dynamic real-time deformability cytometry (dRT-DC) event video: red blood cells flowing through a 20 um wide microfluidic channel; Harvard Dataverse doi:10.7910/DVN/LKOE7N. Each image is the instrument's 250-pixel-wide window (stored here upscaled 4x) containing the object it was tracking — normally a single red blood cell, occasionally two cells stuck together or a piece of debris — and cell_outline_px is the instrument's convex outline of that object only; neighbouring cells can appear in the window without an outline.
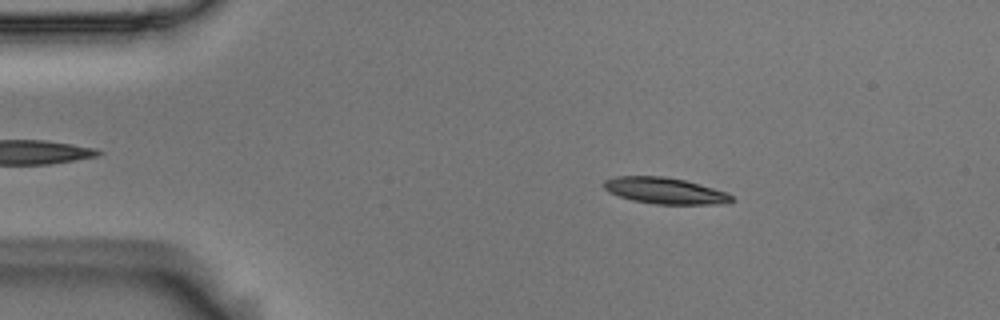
{"species": "Egyptian fruit bat (a non-hibernating species)", "species_latin": "Rousettus aegyptiacus", "temperature_condition": "room temperature", "stored_images_in_passage": 54, "camera_frame_rate_fps": 3000, "um_per_image_px": 0.085, "animal": {"sex": "male"}, "frame": {"image": 1, "passage_image": 9, "time_ms": 2.667, "image_size_px": [1000, 320], "cell_outline_px": [[736, 200], [724, 204], [656, 204], [632, 200], [608, 192], [604, 188], [604, 180], [616, 176], [664, 176], [684, 180], [700, 184], [728, 192]], "centroid_in_image_um": [56.55, 16.21], "position_along_channel_um": 28.4, "area_um2": 19.65}}
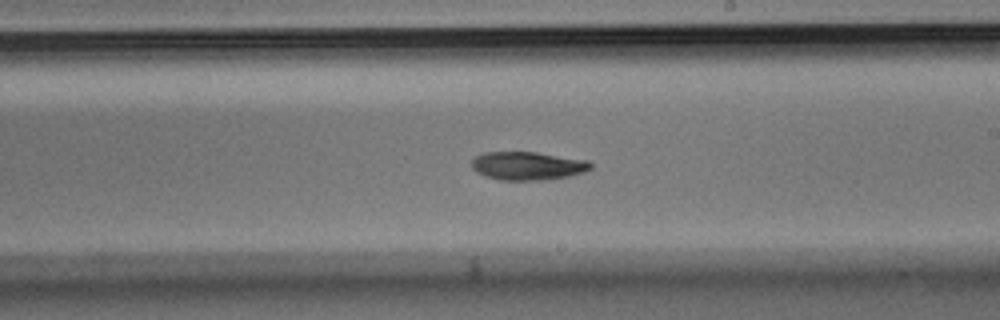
{"frame": {"image": 2, "passage_image": 31, "time_ms": 10.0, "image_size_px": [1000, 320], "cell_outline_px": [[592, 168], [584, 172], [568, 176], [544, 180], [500, 180], [476, 172], [472, 168], [472, 160], [476, 156], [484, 152], [536, 152], [588, 160], [592, 164]], "centroid_in_image_um": [44.86, 14.09], "position_along_channel_um": 244.1, "area_um2": 19.59}}
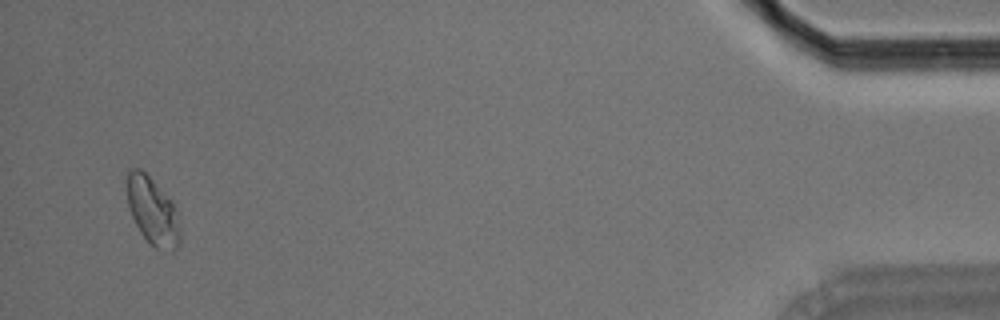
{"frame": {"image": 3, "passage_image": 52, "time_ms": 17.0, "image_size_px": [1000, 320], "cell_outline_px": [[180, 240], [176, 248], [172, 252], [156, 248], [148, 244], [140, 232], [132, 216], [128, 204], [124, 180], [128, 168], [140, 168], [172, 200], [176, 208], [180, 228]], "centroid_in_image_um": [12.94, 17.93], "position_along_channel_um": 422.3, "area_um2": 21.39}, "authors_computed_cell_mechanics": {"area_um2": 19.8543, "velocity_mm_per_s": 3.6969, "shape_relaxation_time_tau1_ms": 4.5542, "shape_relaxation_time_tau2_ms": null, "deformation_change_tau1": 0.1422, "deformation_change_tau2": null}}